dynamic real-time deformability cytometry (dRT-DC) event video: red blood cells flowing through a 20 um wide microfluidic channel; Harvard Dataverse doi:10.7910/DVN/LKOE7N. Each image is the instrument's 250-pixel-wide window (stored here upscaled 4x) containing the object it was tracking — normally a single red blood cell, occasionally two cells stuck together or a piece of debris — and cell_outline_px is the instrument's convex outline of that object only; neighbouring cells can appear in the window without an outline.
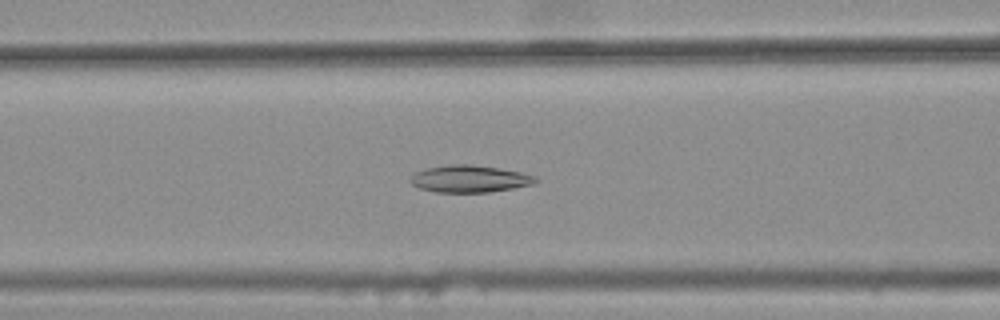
{"species": "common noctule bat (a hibernating species)", "species_latin": "Nyctalus noctula", "temperature_condition": "warm", "stored_images_in_passage": 46, "camera_frame_rate_fps": 3000, "um_per_image_px": 0.085, "animal": {"sex": "female", "body_mass_g": 25.1}, "frame": {"image": 1, "passage_image": 22, "time_ms": 7.0, "image_size_px": [1000, 320], "cell_outline_px": [[540, 180], [536, 184], [488, 192], [436, 192], [420, 188], [412, 184], [408, 180], [416, 172], [428, 168], [452, 164], [468, 164], [500, 168], [520, 172], [532, 176]], "centroid_in_image_um": [39.93, 15.2], "position_along_channel_um": 126.7, "area_um2": 19.59}}
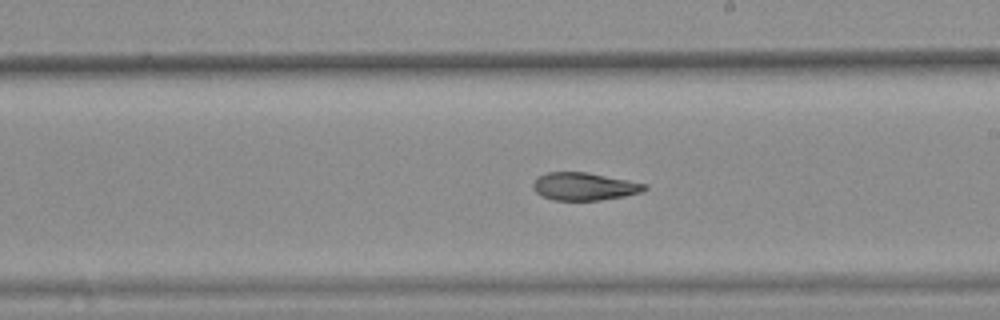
{"frame": {"image": 2, "passage_image": 31, "time_ms": 10.0, "image_size_px": [1000, 320], "cell_outline_px": [[648, 188], [640, 192], [624, 196], [600, 200], [552, 200], [540, 196], [532, 188], [532, 184], [540, 176], [548, 172], [588, 172], [648, 184]], "centroid_in_image_um": [49.66, 15.85], "position_along_channel_um": 239.3, "area_um2": 18.03}}
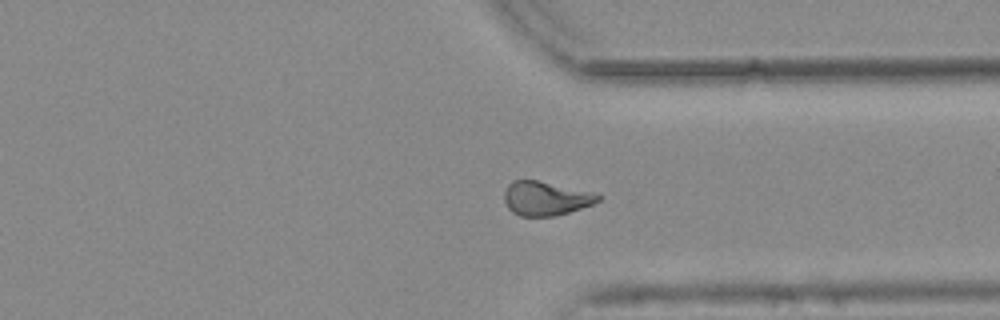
{"frame": {"image": 3, "passage_image": 41, "time_ms": 13.333, "image_size_px": [1000, 320], "cell_outline_px": [[600, 200], [592, 204], [556, 216], [520, 216], [512, 212], [508, 208], [504, 200], [504, 192], [508, 184], [512, 180], [536, 180], [592, 192], [600, 196]], "centroid_in_image_um": [46.34, 16.87], "position_along_channel_um": 365.1, "area_um2": 18.44}, "authors_computed_cell_mechanics": {"area_um2": 19.4786, "velocity_mm_per_s": 3.7625, "shape_relaxation_time_tau1_ms": null, "shape_relaxation_time_tau2_ms": 5.1639, "deformation_change_tau1": null, "deformation_change_tau2": 0.1135}}